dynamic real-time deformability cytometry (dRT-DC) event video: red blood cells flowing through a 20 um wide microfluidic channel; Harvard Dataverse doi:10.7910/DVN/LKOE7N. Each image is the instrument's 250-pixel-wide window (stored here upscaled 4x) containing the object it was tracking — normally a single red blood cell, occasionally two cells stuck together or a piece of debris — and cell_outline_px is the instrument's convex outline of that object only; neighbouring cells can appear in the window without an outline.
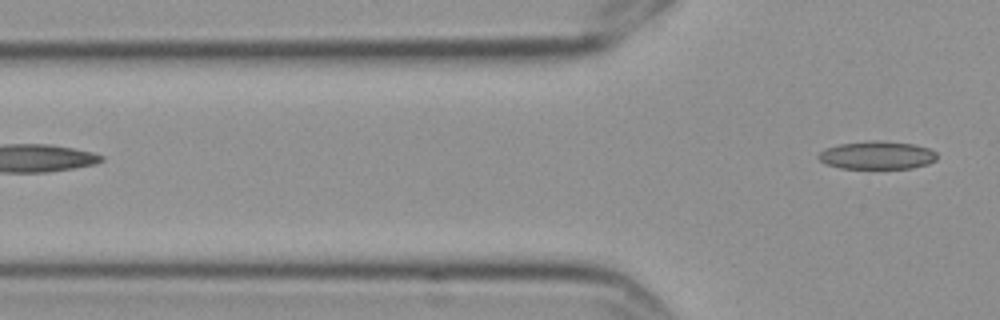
{"species": "Egyptian fruit bat (a non-hibernating species)", "species_latin": "Rousettus aegyptiacus", "temperature_condition": "cold", "stored_images_in_passage": 3, "camera_frame_rate_fps": 3000, "um_per_image_px": 0.085, "frame": {"image": 1, "passage_image": 3, "time_ms": 0.667, "image_size_px": [1000, 320], "cell_outline_px": [[936, 160], [928, 164], [912, 168], [840, 168], [824, 164], [816, 156], [824, 148], [840, 144], [872, 140], [876, 140], [912, 144], [928, 148], [936, 152]], "centroid_in_image_um": [74.51, 13.2], "position_along_channel_um": 51.3, "area_um2": 19.36}}